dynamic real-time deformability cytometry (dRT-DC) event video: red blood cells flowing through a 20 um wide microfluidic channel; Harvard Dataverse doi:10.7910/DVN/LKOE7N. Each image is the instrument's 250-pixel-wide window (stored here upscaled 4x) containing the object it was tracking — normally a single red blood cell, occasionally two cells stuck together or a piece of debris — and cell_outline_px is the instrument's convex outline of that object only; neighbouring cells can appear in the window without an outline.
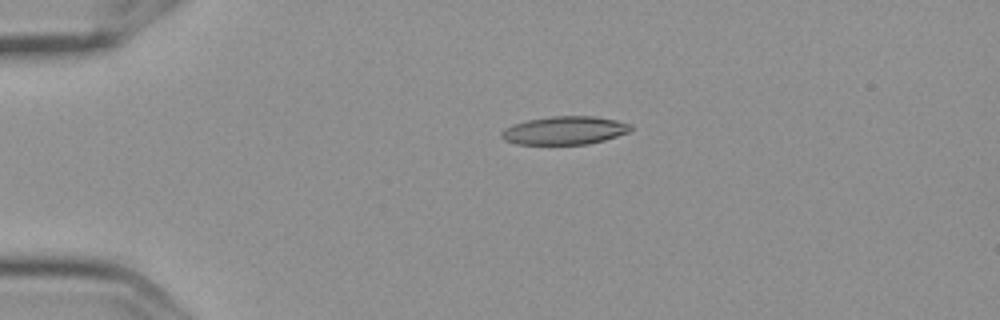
{"species": "Egyptian fruit bat (a non-hibernating species)", "species_latin": "Rousettus aegyptiacus", "temperature_condition": "cold", "stored_images_in_passage": 4, "camera_frame_rate_fps": 3000, "um_per_image_px": 0.085, "frame": {"image": 1, "passage_image": 1, "time_ms": 0.0, "image_size_px": [1000, 320], "cell_outline_px": [[632, 128], [628, 132], [604, 140], [588, 144], [516, 144], [504, 140], [500, 136], [500, 132], [504, 128], [512, 124], [528, 120], [552, 116], [592, 116], [616, 120], [632, 124]], "centroid_in_image_um": [47.96, 11.08], "position_along_channel_um": 37.0, "area_um2": 21.27}}
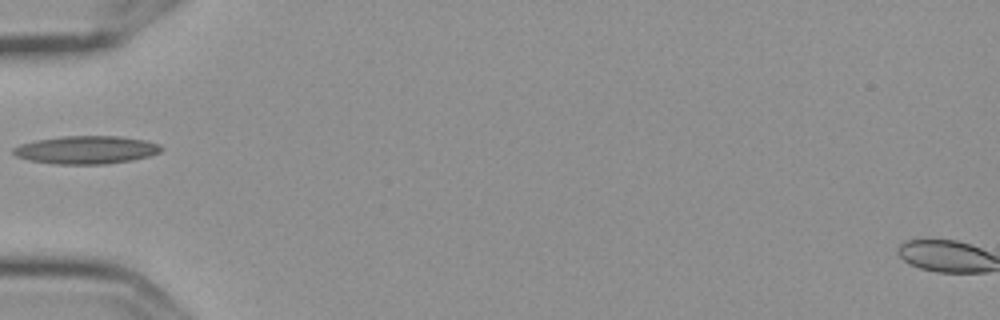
{"frame": {"image": 2, "passage_image": 3, "time_ms": 0.667, "image_size_px": [1000, 320], "cell_outline_px": [[164, 148], [160, 152], [148, 156], [132, 160], [104, 164], [52, 164], [28, 160], [16, 156], [12, 152], [12, 148], [20, 144], [36, 140], [60, 136], [120, 136], [144, 140], [160, 144]], "centroid_in_image_um": [7.31, 12.74], "position_along_channel_um": 77.7, "area_um2": 24.28}}
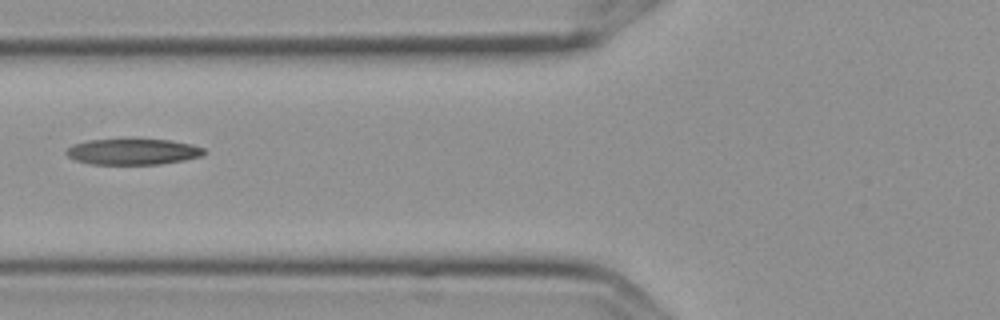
{"frame": {"image": 3, "passage_image": 4, "time_ms": 1.0, "image_size_px": [1000, 320], "cell_outline_px": [[208, 152], [200, 156], [184, 160], [160, 164], [92, 164], [76, 160], [68, 156], [64, 152], [72, 144], [88, 140], [124, 136], [132, 136], [172, 140], [192, 144], [204, 148]], "centroid_in_image_um": [11.3, 12.83], "position_along_channel_um": 114.5, "area_um2": 22.02}}